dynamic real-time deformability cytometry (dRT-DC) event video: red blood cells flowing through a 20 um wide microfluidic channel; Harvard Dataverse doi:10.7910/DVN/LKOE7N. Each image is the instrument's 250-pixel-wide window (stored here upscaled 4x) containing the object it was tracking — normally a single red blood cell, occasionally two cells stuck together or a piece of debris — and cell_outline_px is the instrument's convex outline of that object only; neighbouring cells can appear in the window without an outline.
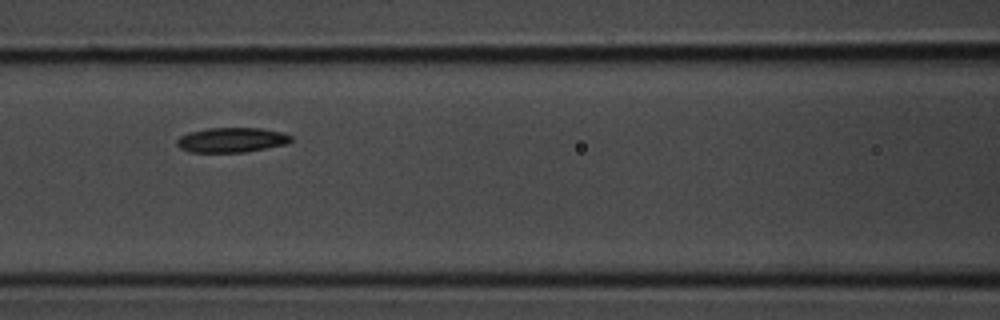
{"species": "common noctule bat (a hibernating species)", "species_latin": "Nyctalus noctula", "temperature_condition": "room temperature", "stored_images_in_passage": 5, "camera_frame_rate_fps": 3000, "um_per_image_px": 0.085, "animal": {"sex": "male", "body_mass_g": 20.1, "forearm_length_mm": 53.5}, "frame": {"image": 1, "passage_image": 4, "time_ms": 1.0, "image_size_px": [1000, 320], "cell_outline_px": [[292, 140], [284, 144], [244, 152], [188, 152], [180, 148], [176, 144], [176, 140], [180, 136], [188, 132], [208, 128], [260, 128], [280, 132], [292, 136]], "centroid_in_image_um": [19.62, 11.89], "position_along_channel_um": 147.0, "area_um2": 16.36}}
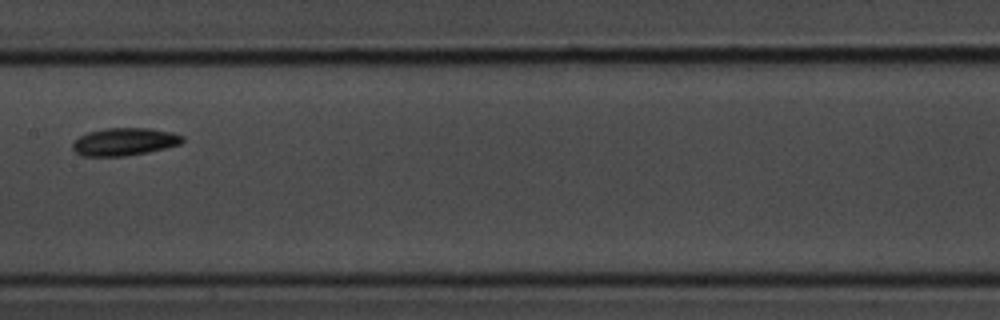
{"frame": {"image": 2, "passage_image": 5, "time_ms": 1.333, "image_size_px": [1000, 320], "cell_outline_px": [[184, 140], [180, 144], [148, 152], [124, 156], [80, 156], [72, 148], [72, 144], [80, 136], [88, 132], [108, 128], [148, 128], [172, 132], [184, 136]], "centroid_in_image_um": [10.58, 12.05], "position_along_channel_um": 196.8, "area_um2": 17.63}}